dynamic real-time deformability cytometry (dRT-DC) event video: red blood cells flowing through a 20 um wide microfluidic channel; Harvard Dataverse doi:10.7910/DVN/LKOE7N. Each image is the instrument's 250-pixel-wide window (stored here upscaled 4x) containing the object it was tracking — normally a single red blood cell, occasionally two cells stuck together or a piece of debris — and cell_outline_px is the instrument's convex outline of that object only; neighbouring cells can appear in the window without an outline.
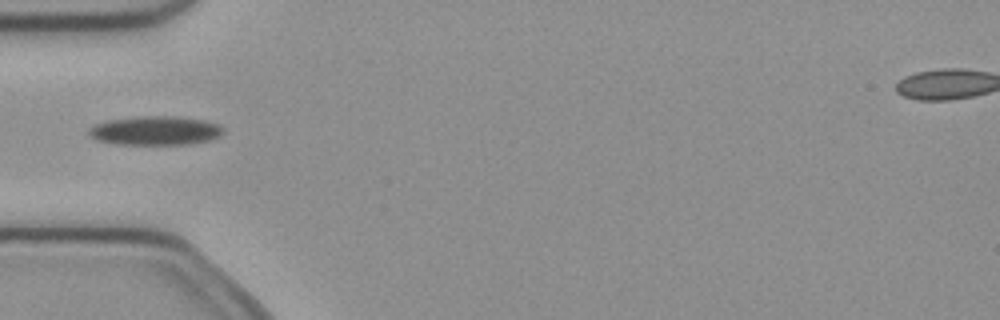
{"species": "common noctule bat (a hibernating species)", "species_latin": "Nyctalus noctula", "temperature_condition": "cold", "stored_images_in_passage": 4, "camera_frame_rate_fps": 3000, "um_per_image_px": 0.085, "animal": {"sex": "female", "body_mass_g": 21.9}, "frame": {"image": 1, "passage_image": 4, "time_ms": 1.0, "image_size_px": [1000, 320], "cell_outline_px": [[224, 132], [220, 136], [212, 140], [192, 144], [116, 144], [96, 140], [88, 132], [88, 128], [96, 124], [108, 120], [136, 116], [180, 116], [204, 120], [220, 124], [224, 128]], "centroid_in_image_um": [13.26, 11.1], "position_along_channel_um": 71.7, "area_um2": 23.0}}